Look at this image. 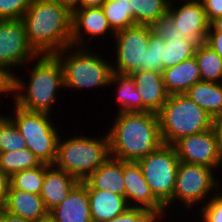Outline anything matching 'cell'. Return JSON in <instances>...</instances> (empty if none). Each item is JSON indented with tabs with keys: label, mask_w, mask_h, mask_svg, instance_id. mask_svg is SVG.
I'll return each mask as SVG.
<instances>
[{
	"label": "cell",
	"mask_w": 222,
	"mask_h": 222,
	"mask_svg": "<svg viewBox=\"0 0 222 222\" xmlns=\"http://www.w3.org/2000/svg\"><path fill=\"white\" fill-rule=\"evenodd\" d=\"M142 169L155 198L165 207L166 213H175L171 209L180 160L173 145L162 144L158 149L137 161ZM172 213H169V212Z\"/></svg>",
	"instance_id": "9c48e42d"
},
{
	"label": "cell",
	"mask_w": 222,
	"mask_h": 222,
	"mask_svg": "<svg viewBox=\"0 0 222 222\" xmlns=\"http://www.w3.org/2000/svg\"><path fill=\"white\" fill-rule=\"evenodd\" d=\"M179 1H189V0H179ZM167 2L170 4V3H173V2H178V0H167Z\"/></svg>",
	"instance_id": "bcb514c9"
},
{
	"label": "cell",
	"mask_w": 222,
	"mask_h": 222,
	"mask_svg": "<svg viewBox=\"0 0 222 222\" xmlns=\"http://www.w3.org/2000/svg\"><path fill=\"white\" fill-rule=\"evenodd\" d=\"M79 136L59 137L57 156L54 166L74 176L80 182L89 177L110 156L109 136H86L80 132ZM85 135V136H84ZM67 137V138H66Z\"/></svg>",
	"instance_id": "5b68a950"
},
{
	"label": "cell",
	"mask_w": 222,
	"mask_h": 222,
	"mask_svg": "<svg viewBox=\"0 0 222 222\" xmlns=\"http://www.w3.org/2000/svg\"><path fill=\"white\" fill-rule=\"evenodd\" d=\"M212 129L216 136L219 148L222 151V114L213 118Z\"/></svg>",
	"instance_id": "60d3db41"
},
{
	"label": "cell",
	"mask_w": 222,
	"mask_h": 222,
	"mask_svg": "<svg viewBox=\"0 0 222 222\" xmlns=\"http://www.w3.org/2000/svg\"><path fill=\"white\" fill-rule=\"evenodd\" d=\"M178 2L170 3L167 12L175 28L197 44L204 43L209 32L210 22L206 17L202 1Z\"/></svg>",
	"instance_id": "4fadbf2b"
},
{
	"label": "cell",
	"mask_w": 222,
	"mask_h": 222,
	"mask_svg": "<svg viewBox=\"0 0 222 222\" xmlns=\"http://www.w3.org/2000/svg\"><path fill=\"white\" fill-rule=\"evenodd\" d=\"M28 42L39 55L72 46V11L54 0H31L22 16Z\"/></svg>",
	"instance_id": "6da1fadb"
},
{
	"label": "cell",
	"mask_w": 222,
	"mask_h": 222,
	"mask_svg": "<svg viewBox=\"0 0 222 222\" xmlns=\"http://www.w3.org/2000/svg\"><path fill=\"white\" fill-rule=\"evenodd\" d=\"M163 144L212 128L210 115L185 94H171L157 113Z\"/></svg>",
	"instance_id": "8992f818"
},
{
	"label": "cell",
	"mask_w": 222,
	"mask_h": 222,
	"mask_svg": "<svg viewBox=\"0 0 222 222\" xmlns=\"http://www.w3.org/2000/svg\"><path fill=\"white\" fill-rule=\"evenodd\" d=\"M54 1H57L61 5L66 6L71 11H73L76 8H80V0H54Z\"/></svg>",
	"instance_id": "f6af8a7d"
},
{
	"label": "cell",
	"mask_w": 222,
	"mask_h": 222,
	"mask_svg": "<svg viewBox=\"0 0 222 222\" xmlns=\"http://www.w3.org/2000/svg\"><path fill=\"white\" fill-rule=\"evenodd\" d=\"M9 188V177L0 169V210L5 208Z\"/></svg>",
	"instance_id": "ab89813d"
},
{
	"label": "cell",
	"mask_w": 222,
	"mask_h": 222,
	"mask_svg": "<svg viewBox=\"0 0 222 222\" xmlns=\"http://www.w3.org/2000/svg\"><path fill=\"white\" fill-rule=\"evenodd\" d=\"M11 94H12V75L8 73L2 66H0V102H1V105L4 104L3 100L1 99L7 98V95H10V97H12Z\"/></svg>",
	"instance_id": "8d00e7d4"
},
{
	"label": "cell",
	"mask_w": 222,
	"mask_h": 222,
	"mask_svg": "<svg viewBox=\"0 0 222 222\" xmlns=\"http://www.w3.org/2000/svg\"><path fill=\"white\" fill-rule=\"evenodd\" d=\"M162 76L165 88L170 95L185 94L189 88L201 81L195 56L163 69Z\"/></svg>",
	"instance_id": "7402d4cb"
},
{
	"label": "cell",
	"mask_w": 222,
	"mask_h": 222,
	"mask_svg": "<svg viewBox=\"0 0 222 222\" xmlns=\"http://www.w3.org/2000/svg\"><path fill=\"white\" fill-rule=\"evenodd\" d=\"M50 222H92L88 189L79 182L68 196L49 211Z\"/></svg>",
	"instance_id": "2e32d148"
},
{
	"label": "cell",
	"mask_w": 222,
	"mask_h": 222,
	"mask_svg": "<svg viewBox=\"0 0 222 222\" xmlns=\"http://www.w3.org/2000/svg\"><path fill=\"white\" fill-rule=\"evenodd\" d=\"M101 8L114 32L135 25L130 0H106Z\"/></svg>",
	"instance_id": "4316f807"
},
{
	"label": "cell",
	"mask_w": 222,
	"mask_h": 222,
	"mask_svg": "<svg viewBox=\"0 0 222 222\" xmlns=\"http://www.w3.org/2000/svg\"><path fill=\"white\" fill-rule=\"evenodd\" d=\"M108 87H115L117 113L142 112V99L130 74L112 72Z\"/></svg>",
	"instance_id": "603a6c76"
},
{
	"label": "cell",
	"mask_w": 222,
	"mask_h": 222,
	"mask_svg": "<svg viewBox=\"0 0 222 222\" xmlns=\"http://www.w3.org/2000/svg\"><path fill=\"white\" fill-rule=\"evenodd\" d=\"M166 42L163 38L151 32L148 49L145 51L143 71H163V50Z\"/></svg>",
	"instance_id": "1f68e13d"
},
{
	"label": "cell",
	"mask_w": 222,
	"mask_h": 222,
	"mask_svg": "<svg viewBox=\"0 0 222 222\" xmlns=\"http://www.w3.org/2000/svg\"><path fill=\"white\" fill-rule=\"evenodd\" d=\"M205 43L222 58V33H207Z\"/></svg>",
	"instance_id": "f35d334b"
},
{
	"label": "cell",
	"mask_w": 222,
	"mask_h": 222,
	"mask_svg": "<svg viewBox=\"0 0 222 222\" xmlns=\"http://www.w3.org/2000/svg\"><path fill=\"white\" fill-rule=\"evenodd\" d=\"M80 181L64 170L50 165L45 170V178L40 193L48 211L59 205Z\"/></svg>",
	"instance_id": "ffe728a7"
},
{
	"label": "cell",
	"mask_w": 222,
	"mask_h": 222,
	"mask_svg": "<svg viewBox=\"0 0 222 222\" xmlns=\"http://www.w3.org/2000/svg\"><path fill=\"white\" fill-rule=\"evenodd\" d=\"M5 114L0 112V153L27 148L19 129Z\"/></svg>",
	"instance_id": "4dcf8cb0"
},
{
	"label": "cell",
	"mask_w": 222,
	"mask_h": 222,
	"mask_svg": "<svg viewBox=\"0 0 222 222\" xmlns=\"http://www.w3.org/2000/svg\"><path fill=\"white\" fill-rule=\"evenodd\" d=\"M108 35L112 36V39L115 32L111 29L101 7L76 8L72 11V46L92 47V38L96 40V37H102L103 40L105 36L110 38Z\"/></svg>",
	"instance_id": "5bb4252c"
},
{
	"label": "cell",
	"mask_w": 222,
	"mask_h": 222,
	"mask_svg": "<svg viewBox=\"0 0 222 222\" xmlns=\"http://www.w3.org/2000/svg\"><path fill=\"white\" fill-rule=\"evenodd\" d=\"M85 181L95 190L111 191L125 197L123 161L110 156Z\"/></svg>",
	"instance_id": "44dd1931"
},
{
	"label": "cell",
	"mask_w": 222,
	"mask_h": 222,
	"mask_svg": "<svg viewBox=\"0 0 222 222\" xmlns=\"http://www.w3.org/2000/svg\"><path fill=\"white\" fill-rule=\"evenodd\" d=\"M208 33H222V15L216 17L210 22Z\"/></svg>",
	"instance_id": "7bdbcfd3"
},
{
	"label": "cell",
	"mask_w": 222,
	"mask_h": 222,
	"mask_svg": "<svg viewBox=\"0 0 222 222\" xmlns=\"http://www.w3.org/2000/svg\"><path fill=\"white\" fill-rule=\"evenodd\" d=\"M151 28L152 32L163 38L165 42H171V39L191 40L175 28L172 19L168 15L155 21Z\"/></svg>",
	"instance_id": "d590c367"
},
{
	"label": "cell",
	"mask_w": 222,
	"mask_h": 222,
	"mask_svg": "<svg viewBox=\"0 0 222 222\" xmlns=\"http://www.w3.org/2000/svg\"><path fill=\"white\" fill-rule=\"evenodd\" d=\"M142 99V112L158 113L169 98L162 73L135 71L130 73Z\"/></svg>",
	"instance_id": "e0dca14e"
},
{
	"label": "cell",
	"mask_w": 222,
	"mask_h": 222,
	"mask_svg": "<svg viewBox=\"0 0 222 222\" xmlns=\"http://www.w3.org/2000/svg\"><path fill=\"white\" fill-rule=\"evenodd\" d=\"M81 182L88 189L92 222L109 221L130 207L126 197L111 191L95 190L85 180Z\"/></svg>",
	"instance_id": "d6986e66"
},
{
	"label": "cell",
	"mask_w": 222,
	"mask_h": 222,
	"mask_svg": "<svg viewBox=\"0 0 222 222\" xmlns=\"http://www.w3.org/2000/svg\"><path fill=\"white\" fill-rule=\"evenodd\" d=\"M201 209V210H200ZM200 210V215L198 214ZM199 222H222V189L213 197H211L201 208L196 211Z\"/></svg>",
	"instance_id": "836d02e7"
},
{
	"label": "cell",
	"mask_w": 222,
	"mask_h": 222,
	"mask_svg": "<svg viewBox=\"0 0 222 222\" xmlns=\"http://www.w3.org/2000/svg\"><path fill=\"white\" fill-rule=\"evenodd\" d=\"M135 25L151 26L155 21L167 15V0H130Z\"/></svg>",
	"instance_id": "484cf974"
},
{
	"label": "cell",
	"mask_w": 222,
	"mask_h": 222,
	"mask_svg": "<svg viewBox=\"0 0 222 222\" xmlns=\"http://www.w3.org/2000/svg\"><path fill=\"white\" fill-rule=\"evenodd\" d=\"M196 47L197 43L192 40L171 39V42H166L163 50V69L192 58Z\"/></svg>",
	"instance_id": "f546056e"
},
{
	"label": "cell",
	"mask_w": 222,
	"mask_h": 222,
	"mask_svg": "<svg viewBox=\"0 0 222 222\" xmlns=\"http://www.w3.org/2000/svg\"><path fill=\"white\" fill-rule=\"evenodd\" d=\"M7 116L19 129L27 148L41 163L53 165L57 156L60 127L53 115L46 112L28 111L15 105ZM58 126V127H57ZM59 128V129H58Z\"/></svg>",
	"instance_id": "52a82bcc"
},
{
	"label": "cell",
	"mask_w": 222,
	"mask_h": 222,
	"mask_svg": "<svg viewBox=\"0 0 222 222\" xmlns=\"http://www.w3.org/2000/svg\"><path fill=\"white\" fill-rule=\"evenodd\" d=\"M165 216L167 219L170 217L168 213H151L145 208L129 207L121 215L106 222H166Z\"/></svg>",
	"instance_id": "d6a6232c"
},
{
	"label": "cell",
	"mask_w": 222,
	"mask_h": 222,
	"mask_svg": "<svg viewBox=\"0 0 222 222\" xmlns=\"http://www.w3.org/2000/svg\"><path fill=\"white\" fill-rule=\"evenodd\" d=\"M31 0H0V20H19L29 8Z\"/></svg>",
	"instance_id": "e575fe53"
},
{
	"label": "cell",
	"mask_w": 222,
	"mask_h": 222,
	"mask_svg": "<svg viewBox=\"0 0 222 222\" xmlns=\"http://www.w3.org/2000/svg\"><path fill=\"white\" fill-rule=\"evenodd\" d=\"M38 56L28 42L21 19L0 20V66L13 76Z\"/></svg>",
	"instance_id": "8fae6325"
},
{
	"label": "cell",
	"mask_w": 222,
	"mask_h": 222,
	"mask_svg": "<svg viewBox=\"0 0 222 222\" xmlns=\"http://www.w3.org/2000/svg\"><path fill=\"white\" fill-rule=\"evenodd\" d=\"M49 164L42 163L38 167L21 170L9 177L8 189H19L25 192H30L40 195L43 181L45 178V170Z\"/></svg>",
	"instance_id": "83f0119b"
},
{
	"label": "cell",
	"mask_w": 222,
	"mask_h": 222,
	"mask_svg": "<svg viewBox=\"0 0 222 222\" xmlns=\"http://www.w3.org/2000/svg\"><path fill=\"white\" fill-rule=\"evenodd\" d=\"M219 177L220 175L218 176L214 169L180 161L171 198V209L178 207L179 204L182 205L181 208L184 207L183 210L198 211L200 204V207L203 206L222 189V181Z\"/></svg>",
	"instance_id": "ba28073f"
},
{
	"label": "cell",
	"mask_w": 222,
	"mask_h": 222,
	"mask_svg": "<svg viewBox=\"0 0 222 222\" xmlns=\"http://www.w3.org/2000/svg\"><path fill=\"white\" fill-rule=\"evenodd\" d=\"M151 26L134 25L115 32L111 43L114 59H111L112 71L121 74H130L143 71L145 51L148 49ZM113 44V45H112ZM115 44V45H114Z\"/></svg>",
	"instance_id": "30bf717a"
},
{
	"label": "cell",
	"mask_w": 222,
	"mask_h": 222,
	"mask_svg": "<svg viewBox=\"0 0 222 222\" xmlns=\"http://www.w3.org/2000/svg\"><path fill=\"white\" fill-rule=\"evenodd\" d=\"M185 95L213 119L222 114V82L199 81Z\"/></svg>",
	"instance_id": "cb8c5ba5"
},
{
	"label": "cell",
	"mask_w": 222,
	"mask_h": 222,
	"mask_svg": "<svg viewBox=\"0 0 222 222\" xmlns=\"http://www.w3.org/2000/svg\"><path fill=\"white\" fill-rule=\"evenodd\" d=\"M5 211L34 222H46L49 211L40 195L19 189H8Z\"/></svg>",
	"instance_id": "ac0fdd59"
},
{
	"label": "cell",
	"mask_w": 222,
	"mask_h": 222,
	"mask_svg": "<svg viewBox=\"0 0 222 222\" xmlns=\"http://www.w3.org/2000/svg\"><path fill=\"white\" fill-rule=\"evenodd\" d=\"M108 128L110 154L122 161L137 162L162 144L160 123L154 112H115Z\"/></svg>",
	"instance_id": "7a4b0ae2"
},
{
	"label": "cell",
	"mask_w": 222,
	"mask_h": 222,
	"mask_svg": "<svg viewBox=\"0 0 222 222\" xmlns=\"http://www.w3.org/2000/svg\"><path fill=\"white\" fill-rule=\"evenodd\" d=\"M106 0H80V8L101 7Z\"/></svg>",
	"instance_id": "ee69618b"
},
{
	"label": "cell",
	"mask_w": 222,
	"mask_h": 222,
	"mask_svg": "<svg viewBox=\"0 0 222 222\" xmlns=\"http://www.w3.org/2000/svg\"><path fill=\"white\" fill-rule=\"evenodd\" d=\"M209 22L222 15V0H201Z\"/></svg>",
	"instance_id": "74e56055"
},
{
	"label": "cell",
	"mask_w": 222,
	"mask_h": 222,
	"mask_svg": "<svg viewBox=\"0 0 222 222\" xmlns=\"http://www.w3.org/2000/svg\"><path fill=\"white\" fill-rule=\"evenodd\" d=\"M40 160L28 149L0 153V169L11 177L21 170L40 166Z\"/></svg>",
	"instance_id": "f1b7e54d"
},
{
	"label": "cell",
	"mask_w": 222,
	"mask_h": 222,
	"mask_svg": "<svg viewBox=\"0 0 222 222\" xmlns=\"http://www.w3.org/2000/svg\"><path fill=\"white\" fill-rule=\"evenodd\" d=\"M92 48L68 46L54 55L63 68L66 93L67 88L83 91L109 86L113 72L111 60L103 58L101 51H95L96 47Z\"/></svg>",
	"instance_id": "277c9868"
},
{
	"label": "cell",
	"mask_w": 222,
	"mask_h": 222,
	"mask_svg": "<svg viewBox=\"0 0 222 222\" xmlns=\"http://www.w3.org/2000/svg\"><path fill=\"white\" fill-rule=\"evenodd\" d=\"M125 197L130 207H141L151 213H166L165 207L155 198L144 179L138 162L123 161Z\"/></svg>",
	"instance_id": "9a60e30c"
},
{
	"label": "cell",
	"mask_w": 222,
	"mask_h": 222,
	"mask_svg": "<svg viewBox=\"0 0 222 222\" xmlns=\"http://www.w3.org/2000/svg\"><path fill=\"white\" fill-rule=\"evenodd\" d=\"M181 162L197 164L214 169L222 168V151L213 129L185 136L173 144Z\"/></svg>",
	"instance_id": "7c38bea8"
},
{
	"label": "cell",
	"mask_w": 222,
	"mask_h": 222,
	"mask_svg": "<svg viewBox=\"0 0 222 222\" xmlns=\"http://www.w3.org/2000/svg\"><path fill=\"white\" fill-rule=\"evenodd\" d=\"M0 222H34V221L13 215L3 209L0 213Z\"/></svg>",
	"instance_id": "b9f144b4"
},
{
	"label": "cell",
	"mask_w": 222,
	"mask_h": 222,
	"mask_svg": "<svg viewBox=\"0 0 222 222\" xmlns=\"http://www.w3.org/2000/svg\"><path fill=\"white\" fill-rule=\"evenodd\" d=\"M32 63L27 82L16 73L12 76L13 102L24 110L55 114L58 92L65 88L62 65L54 55L38 56Z\"/></svg>",
	"instance_id": "3957f363"
},
{
	"label": "cell",
	"mask_w": 222,
	"mask_h": 222,
	"mask_svg": "<svg viewBox=\"0 0 222 222\" xmlns=\"http://www.w3.org/2000/svg\"><path fill=\"white\" fill-rule=\"evenodd\" d=\"M201 81L222 82V58L208 44H197L194 54Z\"/></svg>",
	"instance_id": "d4e9b609"
}]
</instances>
